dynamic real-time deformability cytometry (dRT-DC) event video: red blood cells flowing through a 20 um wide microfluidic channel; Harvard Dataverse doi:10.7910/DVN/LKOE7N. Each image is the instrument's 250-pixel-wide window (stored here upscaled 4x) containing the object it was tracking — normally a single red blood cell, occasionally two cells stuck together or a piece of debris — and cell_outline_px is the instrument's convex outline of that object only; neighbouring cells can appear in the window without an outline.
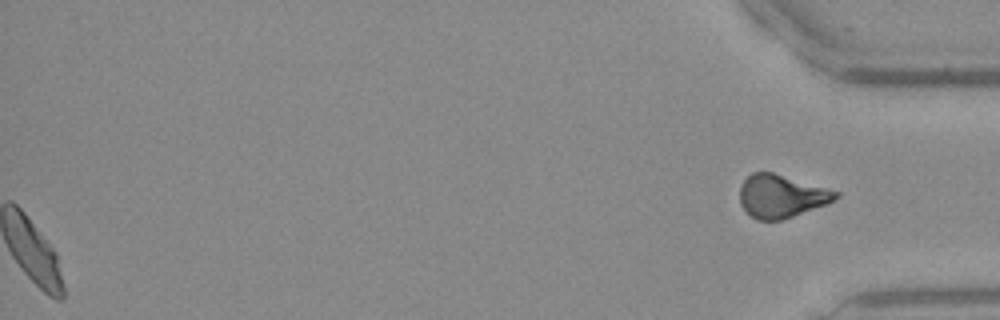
{"species": "Egyptian fruit bat (a non-hibernating species)", "species_latin": "Rousettus aegyptiacus", "temperature_condition": "warm", "stored_images_in_passage": 43, "segment_of_instrument_passage": [2, 2], "camera_frame_rate_fps": 3000, "um_per_image_px": 0.085, "frame": {"image": 1, "passage_image": 43, "time_ms": 14.0, "image_size_px": [1000, 320], "cell_outline_px": [[840, 196], [836, 200], [828, 204], [780, 220], [760, 220], [752, 216], [740, 204], [740, 184], [752, 172], [772, 172], [828, 188], [840, 192]], "centroid_in_image_um": [66.44, 16.66], "position_along_channel_um": 368.8, "area_um2": 23.93}}